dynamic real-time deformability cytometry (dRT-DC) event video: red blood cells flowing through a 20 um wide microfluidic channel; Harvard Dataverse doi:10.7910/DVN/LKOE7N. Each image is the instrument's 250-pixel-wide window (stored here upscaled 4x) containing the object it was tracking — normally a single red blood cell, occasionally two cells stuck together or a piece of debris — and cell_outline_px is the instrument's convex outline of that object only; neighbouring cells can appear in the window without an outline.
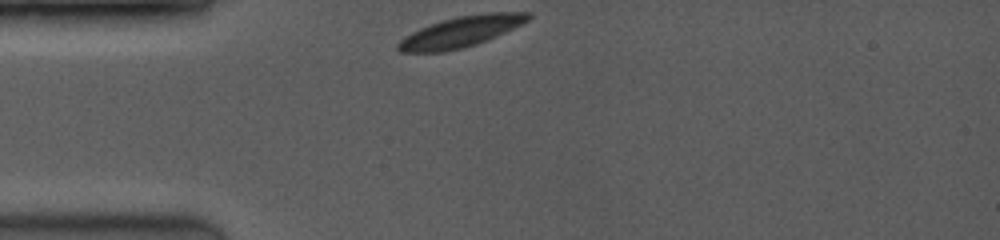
{"species": "common noctule bat (a hibernating species)", "species_latin": "Nyctalus noctula", "temperature_condition": "room temperature", "stored_images_in_passage": 8, "camera_frame_rate_fps": 3500, "um_per_image_px": 0.085, "animal": {"sex": "female", "body_mass_g": 19.0, "forearm_length_mm": 53.3}, "frame": {"image": 1, "passage_image": 1, "time_ms": 0.0, "image_size_px": [1000, 240], "cell_outline_px": [[532, 16], [528, 20], [496, 36], [476, 44], [444, 52], [400, 52], [396, 48], [396, 44], [404, 36], [420, 28], [444, 20], [460, 16], [488, 12], [532, 12]], "centroid_in_image_um": [39.15, 2.7], "position_along_channel_um": 45.8, "area_um2": 22.95}}
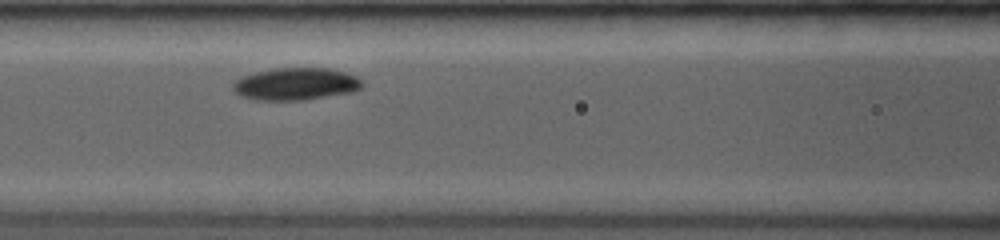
{"frame": {"image": 2, "passage_image": 6, "time_ms": 2.857, "image_size_px": [1000, 240], "cell_outline_px": [[364, 84], [360, 88], [352, 92], [304, 100], [252, 100], [240, 96], [232, 88], [232, 84], [240, 76], [256, 72], [276, 68], [332, 68], [356, 76], [364, 80]], "centroid_in_image_um": [25.14, 7.14], "position_along_channel_um": 141.5, "area_um2": 24.57}}
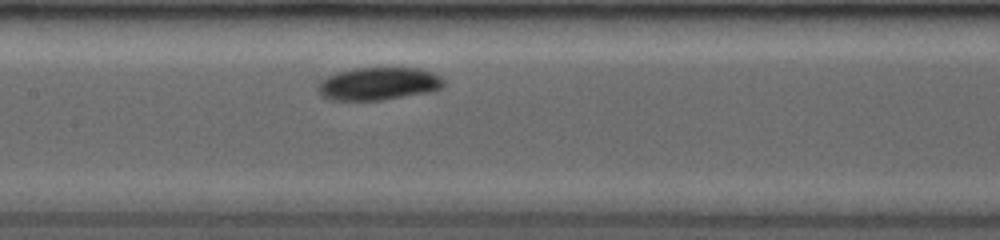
{"frame": {"image": 3, "passage_image": 8, "time_ms": 3.714, "image_size_px": [1000, 240], "cell_outline_px": [[444, 84], [440, 88], [428, 92], [380, 100], [332, 100], [320, 96], [316, 88], [316, 84], [320, 80], [336, 72], [352, 68], [420, 68], [432, 72], [440, 76], [444, 80]], "centroid_in_image_um": [32.11, 7.11], "position_along_channel_um": 175.3, "area_um2": 24.16}}